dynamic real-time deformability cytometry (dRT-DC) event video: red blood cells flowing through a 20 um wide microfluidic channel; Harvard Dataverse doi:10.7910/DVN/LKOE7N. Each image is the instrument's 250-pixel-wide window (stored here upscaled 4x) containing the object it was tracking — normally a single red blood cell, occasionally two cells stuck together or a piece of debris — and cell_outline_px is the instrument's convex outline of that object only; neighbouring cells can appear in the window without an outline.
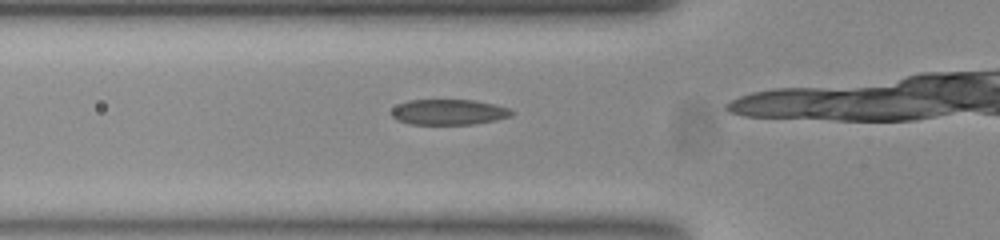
{"species": "common noctule bat (a hibernating species)", "species_latin": "Nyctalus noctula", "temperature_condition": "room temperature", "stored_images_in_passage": 14, "camera_frame_rate_fps": 3000, "um_per_image_px": 0.085, "animal": {"sex": "female", "body_mass_g": 23.0, "forearm_length_mm": 53.4}, "frame": {"image": 1, "passage_image": 7, "time_ms": 2.0, "image_size_px": [1000, 240], "cell_outline_px": [[516, 112], [512, 116], [496, 120], [472, 124], [412, 124], [396, 120], [392, 116], [392, 108], [396, 104], [408, 100], [476, 100], [508, 108]], "centroid_in_image_um": [38.14, 9.52], "position_along_channel_um": 87.7, "area_um2": 17.92}}